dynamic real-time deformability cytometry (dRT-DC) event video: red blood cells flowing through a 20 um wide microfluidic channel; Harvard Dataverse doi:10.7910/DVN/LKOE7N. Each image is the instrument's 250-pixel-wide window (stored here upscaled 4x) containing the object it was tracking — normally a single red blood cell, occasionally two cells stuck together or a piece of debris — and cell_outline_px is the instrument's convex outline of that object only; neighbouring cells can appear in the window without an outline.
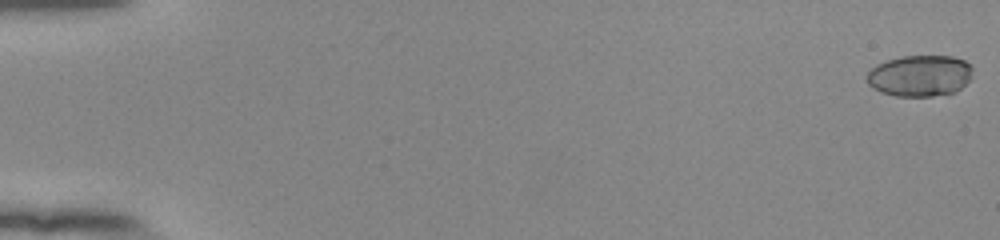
{"species": "human", "species_latin": "Homo sapiens", "temperature_condition": "room temperature", "stored_images_in_passage": 54, "camera_frame_rate_fps": 3000, "um_per_image_px": 0.085, "donor": {"sex": "female"}, "frame": {"image": 1, "passage_image": 1, "time_ms": 0.0, "image_size_px": [1000, 240], "cell_outline_px": [[972, 76], [956, 92], [932, 96], [896, 96], [880, 92], [872, 88], [868, 84], [868, 72], [876, 64], [900, 56], [952, 56], [964, 60], [972, 68]], "centroid_in_image_um": [78.18, 6.44], "position_along_channel_um": 6.8, "area_um2": 25.43}}
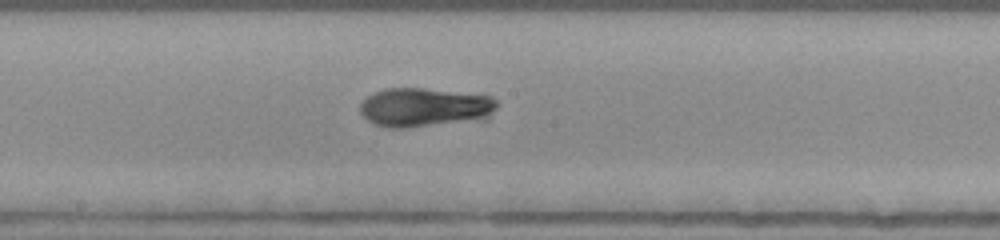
{"frame": {"image": 2, "passage_image": 31, "time_ms": 10.0, "image_size_px": [1000, 240], "cell_outline_px": [[500, 104], [488, 120], [400, 128], [388, 128], [372, 124], [360, 112], [360, 104], [368, 96], [384, 88], [420, 88], [492, 96]], "centroid_in_image_um": [36.15, 9.14], "position_along_channel_um": 212.0, "area_um2": 31.5}}
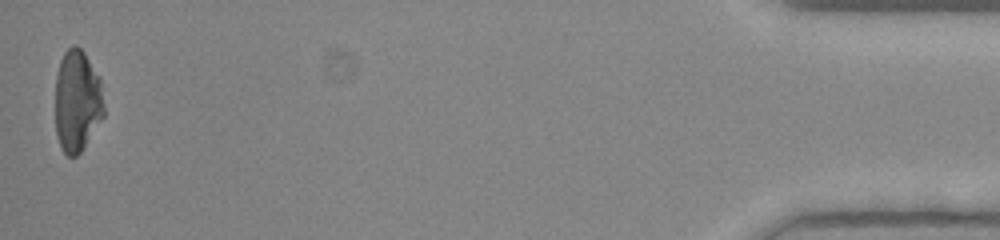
{"frame": {"image": 3, "passage_image": 54, "time_ms": 17.667, "image_size_px": [1000, 240], "cell_outline_px": [[104, 116], [80, 152], [76, 156], [68, 156], [60, 148], [56, 136], [56, 76], [60, 60], [64, 52], [72, 44], [76, 44], [84, 52], [100, 76], [104, 104]], "centroid_in_image_um": [6.56, 8.56], "position_along_channel_um": 428.6, "area_um2": 29.19}, "authors_computed_cell_mechanics": {"area_um2": 30.2294, "velocity_mm_per_s": 3.9418, "shape_relaxation_time_tau1_ms": 8.7765, "shape_relaxation_time_tau2_ms": null, "deformation_change_tau1": 0.2713, "deformation_change_tau2": null}}